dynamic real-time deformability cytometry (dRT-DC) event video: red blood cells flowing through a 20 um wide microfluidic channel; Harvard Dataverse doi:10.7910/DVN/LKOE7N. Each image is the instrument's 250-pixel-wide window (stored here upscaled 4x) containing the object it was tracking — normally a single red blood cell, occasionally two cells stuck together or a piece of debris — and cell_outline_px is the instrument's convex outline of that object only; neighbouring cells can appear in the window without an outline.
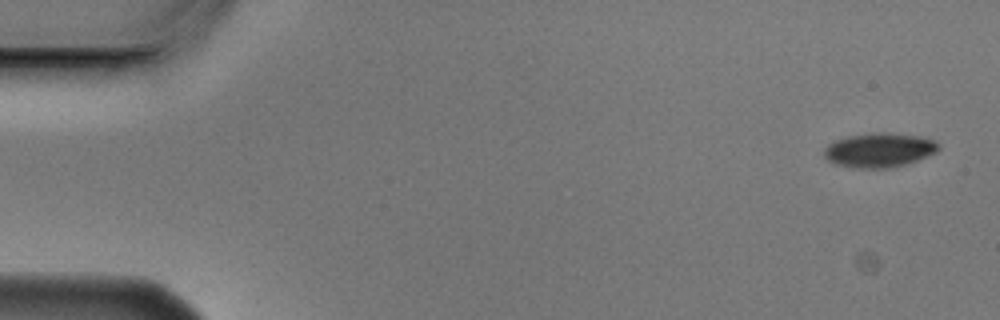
{"species": "Egyptian fruit bat (a non-hibernating species)", "species_latin": "Rousettus aegyptiacus", "temperature_condition": "cold", "stored_images_in_passage": 5, "camera_frame_rate_fps": 3000, "um_per_image_px": 0.085, "animal": {"sex": "male"}, "frame": {"image": 1, "passage_image": 1, "time_ms": 0.0, "image_size_px": [1000, 320], "cell_outline_px": [[940, 148], [936, 152], [916, 160], [904, 164], [888, 168], [856, 168], [836, 164], [828, 160], [824, 156], [824, 148], [828, 144], [836, 140], [848, 136], [920, 136], [936, 140], [940, 144]], "centroid_in_image_um": [74.73, 12.82], "position_along_channel_um": 10.3, "area_um2": 21.68}}
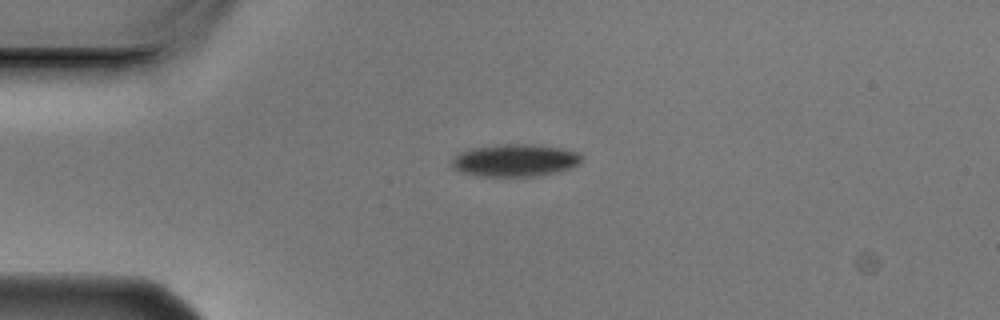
{"frame": {"image": 2, "passage_image": 4, "time_ms": 1.0, "image_size_px": [1000, 320], "cell_outline_px": [[580, 164], [572, 168], [560, 172], [540, 176], [476, 176], [460, 172], [452, 168], [452, 160], [460, 152], [472, 148], [504, 144], [524, 144], [564, 148], [576, 152], [580, 156]], "centroid_in_image_um": [43.78, 13.65], "position_along_channel_um": 41.2, "area_um2": 24.57}}